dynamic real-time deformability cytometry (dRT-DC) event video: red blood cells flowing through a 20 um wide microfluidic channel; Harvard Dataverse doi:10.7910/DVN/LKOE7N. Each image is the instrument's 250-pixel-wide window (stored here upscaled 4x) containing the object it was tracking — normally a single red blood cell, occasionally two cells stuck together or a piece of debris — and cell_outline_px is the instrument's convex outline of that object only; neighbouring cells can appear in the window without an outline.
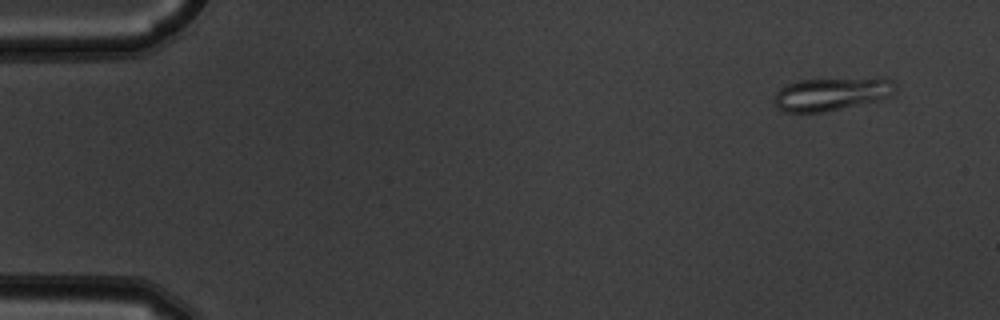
{"species": "common noctule bat (a hibernating species)", "species_latin": "Nyctalus noctula", "temperature_condition": "warm", "stored_images_in_passage": 5, "camera_frame_rate_fps": 3000, "um_per_image_px": 0.085, "animal": {"sex": "male", "body_mass_g": 19.5, "forearm_length_mm": 54.6}, "frame": {"image": 1, "passage_image": 1, "time_ms": 0.0, "image_size_px": [1000, 320], "cell_outline_px": [[896, 92], [892, 96], [876, 100], [824, 112], [784, 112], [772, 100], [776, 92], [780, 88], [796, 80], [876, 76], [884, 76], [892, 80], [896, 84]], "centroid_in_image_um": [70.75, 7.93], "position_along_channel_um": 14.3, "area_um2": 23.99}}